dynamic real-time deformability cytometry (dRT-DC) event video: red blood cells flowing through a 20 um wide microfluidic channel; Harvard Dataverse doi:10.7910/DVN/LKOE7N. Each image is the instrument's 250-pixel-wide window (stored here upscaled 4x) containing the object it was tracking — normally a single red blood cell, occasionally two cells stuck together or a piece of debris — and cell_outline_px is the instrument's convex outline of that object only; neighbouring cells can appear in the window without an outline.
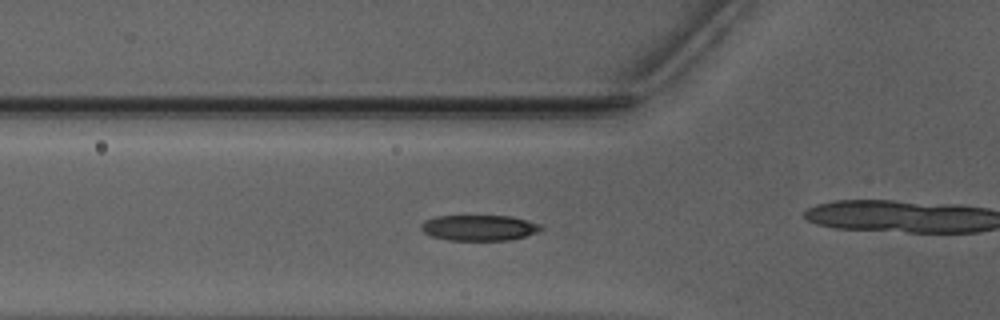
{"species": "Egyptian fruit bat (a non-hibernating species)", "species_latin": "Rousettus aegyptiacus", "temperature_condition": "warm", "stored_images_in_passage": 18, "camera_frame_rate_fps": 3000, "um_per_image_px": 0.085, "animal": {"sex": "male"}, "frame": {"image": 1, "passage_image": 10, "time_ms": 3.0, "image_size_px": [1000, 320], "cell_outline_px": [[544, 228], [536, 232], [524, 236], [508, 240], [448, 240], [432, 236], [424, 232], [420, 228], [420, 224], [424, 220], [436, 216], [512, 216], [540, 224]], "centroid_in_image_um": [40.69, 19.35], "position_along_channel_um": 85.1, "area_um2": 17.86}}